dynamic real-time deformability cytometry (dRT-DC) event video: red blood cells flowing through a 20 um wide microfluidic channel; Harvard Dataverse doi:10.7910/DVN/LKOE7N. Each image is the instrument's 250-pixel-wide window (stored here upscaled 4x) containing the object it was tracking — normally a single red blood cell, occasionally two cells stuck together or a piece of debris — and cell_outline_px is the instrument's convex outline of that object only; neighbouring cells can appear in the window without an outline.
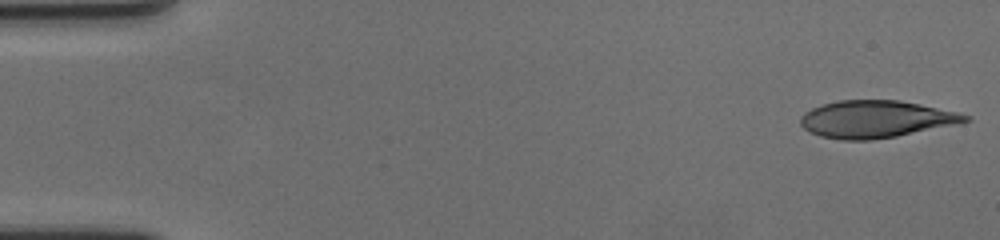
{"species": "human", "species_latin": "Homo sapiens", "temperature_condition": "cold", "stored_images_in_passage": 57, "camera_frame_rate_fps": 3000, "um_per_image_px": 0.085, "donor": {"sex": "female"}, "frame": {"image": 1, "passage_image": 1, "time_ms": 0.0, "image_size_px": [1000, 240], "cell_outline_px": [[972, 120], [960, 124], [896, 136], [872, 140], [840, 140], [820, 136], [804, 128], [800, 124], [800, 116], [804, 112], [812, 108], [836, 100], [900, 100], [960, 112], [972, 116]], "centroid_in_image_um": [74.5, 10.12], "position_along_channel_um": 10.5, "area_um2": 36.07}}
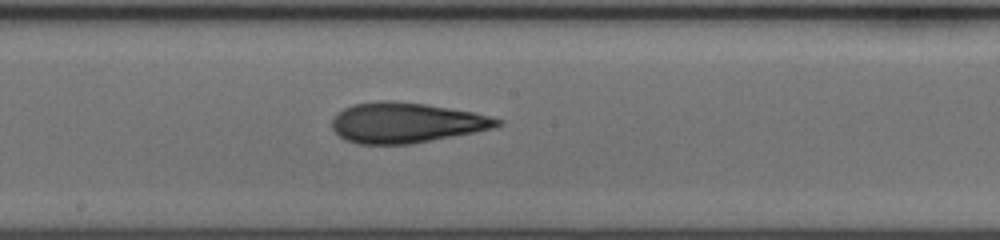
{"frame": {"image": 2, "passage_image": 31, "time_ms": 10.0, "image_size_px": [1000, 240], "cell_outline_px": [[504, 124], [496, 128], [412, 144], [356, 144], [344, 140], [332, 128], [332, 120], [336, 112], [352, 104], [376, 100], [392, 100], [428, 104], [472, 112], [492, 116], [504, 120]], "centroid_in_image_um": [34.53, 10.42], "position_along_channel_um": 213.7, "area_um2": 39.36}}
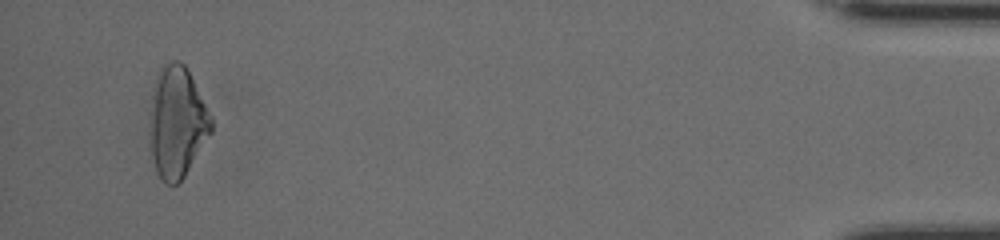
{"frame": {"image": 3, "passage_image": 55, "time_ms": 18.0, "image_size_px": [1000, 240], "cell_outline_px": [[212, 132], [184, 176], [176, 184], [168, 184], [156, 172], [152, 156], [152, 120], [156, 80], [160, 64], [172, 60], [180, 60], [188, 68], [212, 120]], "centroid_in_image_um": [15.09, 10.35], "position_along_channel_um": 420.1, "area_um2": 38.55}, "authors_computed_cell_mechanics": {"area_um2": 38.0324, "velocity_mm_per_s": 3.5524, "shape_relaxation_time_tau1_ms": 9.6247, "shape_relaxation_time_tau2_ms": 2.9927, "deformation_change_tau1": 0.2507, "deformation_change_tau2": 0.1211}}